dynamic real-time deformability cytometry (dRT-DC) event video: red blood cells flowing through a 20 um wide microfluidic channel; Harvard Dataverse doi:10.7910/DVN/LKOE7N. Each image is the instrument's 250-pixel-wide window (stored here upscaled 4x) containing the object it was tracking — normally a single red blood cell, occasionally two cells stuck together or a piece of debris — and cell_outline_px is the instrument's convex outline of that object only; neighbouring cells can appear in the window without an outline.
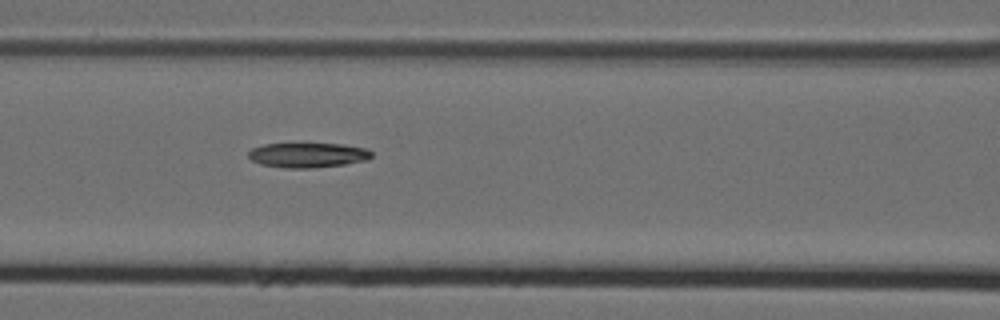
{"species": "Egyptian fruit bat (a non-hibernating species)", "species_latin": "Rousettus aegyptiacus", "temperature_condition": "cold", "stored_images_in_passage": 3, "camera_frame_rate_fps": 3000, "um_per_image_px": 0.085, "animal": {"sex": "female"}, "frame": {"image": 1, "passage_image": 3, "time_ms": 0.667, "image_size_px": [1000, 320], "cell_outline_px": [[372, 156], [368, 160], [344, 164], [316, 168], [288, 168], [260, 164], [252, 160], [248, 156], [248, 152], [252, 148], [264, 144], [344, 144], [368, 148], [372, 152]], "centroid_in_image_um": [26.2, 13.18], "position_along_channel_um": 140.4, "area_um2": 17.86}}